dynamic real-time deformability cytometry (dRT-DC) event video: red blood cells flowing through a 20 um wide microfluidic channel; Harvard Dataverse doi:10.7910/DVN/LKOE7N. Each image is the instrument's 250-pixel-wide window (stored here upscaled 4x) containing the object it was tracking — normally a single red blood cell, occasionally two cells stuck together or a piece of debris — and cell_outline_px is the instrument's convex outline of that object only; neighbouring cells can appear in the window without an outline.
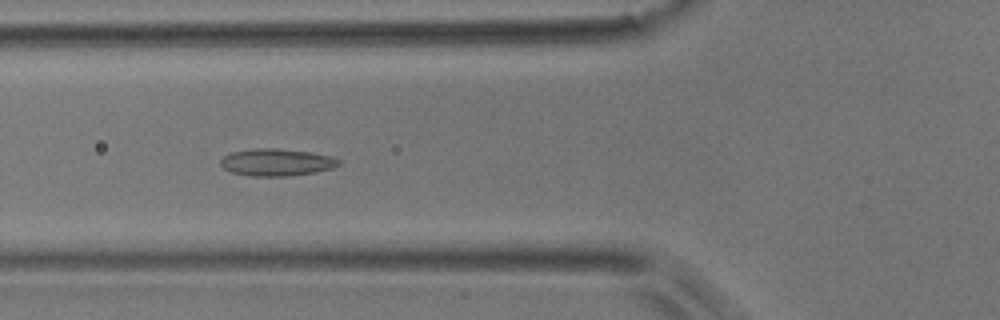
{"species": "common noctule bat (a hibernating species)", "species_latin": "Nyctalus noctula", "temperature_condition": "room temperature", "stored_images_in_passage": 33, "camera_frame_rate_fps": 3000, "um_per_image_px": 0.085, "animal": {"sex": "male", "body_mass_g": 17.9}, "frame": {"image": 1, "passage_image": 8, "time_ms": 2.333, "image_size_px": [1000, 320], "cell_outline_px": [[340, 164], [332, 168], [316, 172], [288, 176], [252, 176], [232, 172], [224, 168], [220, 164], [220, 160], [224, 156], [232, 152], [256, 148], [272, 148], [308, 152], [332, 156], [340, 160]], "centroid_in_image_um": [23.51, 13.8], "position_along_channel_um": 102.3, "area_um2": 18.55}}
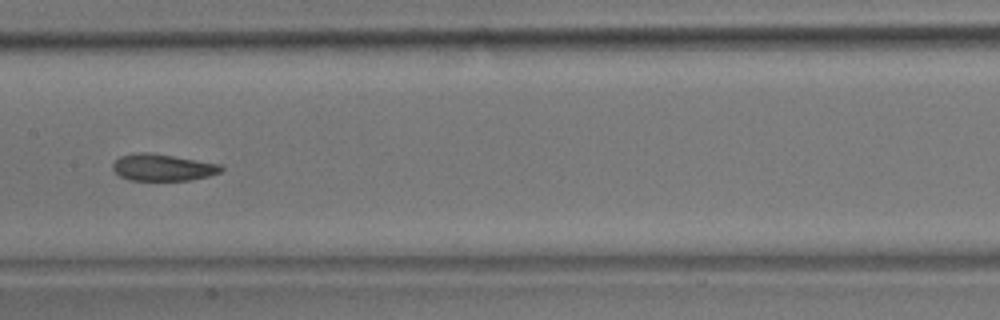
{"frame": {"image": 2, "passage_image": 15, "time_ms": 4.667, "image_size_px": [1000, 320], "cell_outline_px": [[224, 168], [220, 172], [208, 176], [188, 180], [132, 180], [120, 176], [112, 168], [112, 164], [120, 156], [140, 152], [144, 152], [172, 156], [220, 164]], "centroid_in_image_um": [13.82, 14.23], "position_along_channel_um": 193.6, "area_um2": 16.59}}
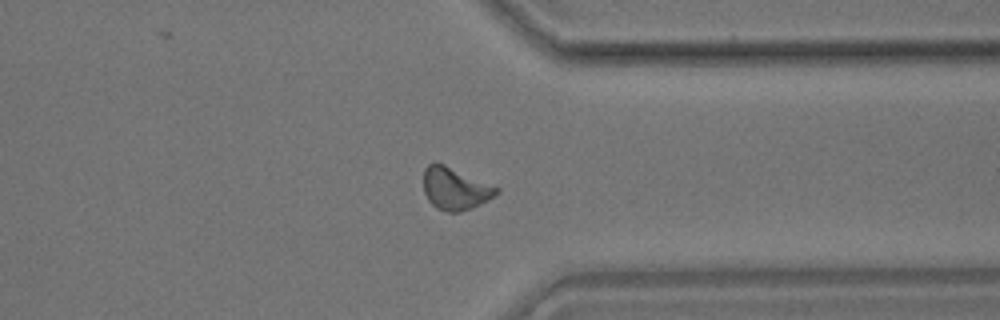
{"frame": {"image": 3, "passage_image": 29, "time_ms": 9.333, "image_size_px": [1000, 320], "cell_outline_px": [[500, 192], [488, 200], [472, 208], [460, 212], [448, 212], [436, 208], [428, 200], [424, 192], [424, 168], [428, 164], [436, 160], [500, 188]], "centroid_in_image_um": [38.68, 16.01], "position_along_channel_um": 372.7, "area_um2": 18.21}, "authors_computed_cell_mechanics": {"area_um2": 17.2822, "velocity_mm_per_s": 3.9116, "shape_relaxation_time_tau1_ms": null, "shape_relaxation_time_tau2_ms": 4.7879, "deformation_change_tau1": null, "deformation_change_tau2": 0.1107}}